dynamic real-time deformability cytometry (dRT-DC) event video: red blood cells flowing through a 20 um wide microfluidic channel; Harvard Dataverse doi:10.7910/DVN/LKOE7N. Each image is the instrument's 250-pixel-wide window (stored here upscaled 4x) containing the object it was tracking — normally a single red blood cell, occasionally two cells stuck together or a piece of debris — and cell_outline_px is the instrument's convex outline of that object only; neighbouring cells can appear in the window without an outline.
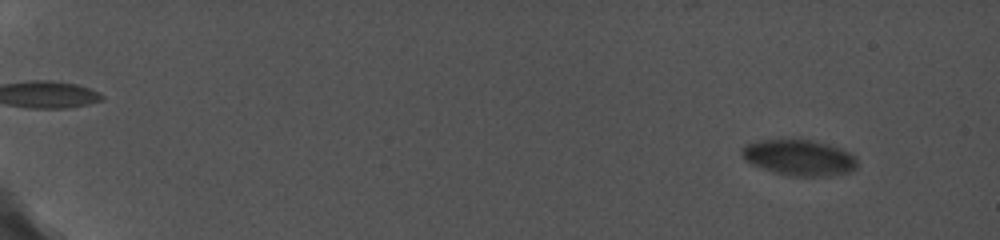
{"species": "common noctule bat (a hibernating species)", "species_latin": "Nyctalus noctula", "temperature_condition": "cold", "stored_images_in_passage": 60, "camera_frame_rate_fps": 5000, "um_per_image_px": 0.085, "animal": {"sex": "female", "body_mass_g": 19.0, "forearm_length_mm": 56.7}, "frame": {"image": 1, "passage_image": 5, "time_ms": 2.2, "image_size_px": [1000, 240], "cell_outline_px": [[856, 168], [848, 172], [832, 176], [788, 176], [760, 168], [744, 160], [740, 152], [740, 148], [744, 144], [760, 140], [812, 140], [828, 144], [840, 148], [856, 156]], "centroid_in_image_um": [67.89, 13.4], "position_along_channel_um": 17.1, "area_um2": 24.28}}
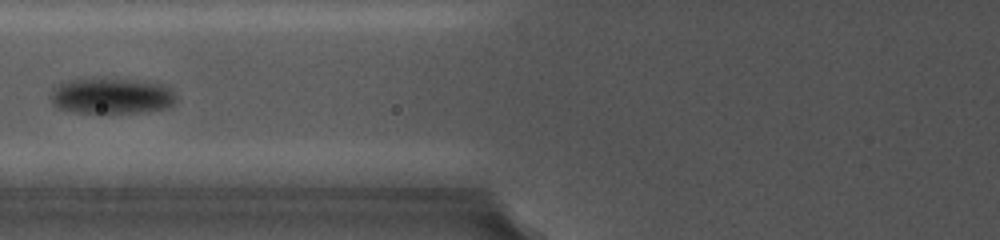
{"frame": {"image": 2, "passage_image": 20, "time_ms": 9.8, "image_size_px": [1000, 240], "cell_outline_px": [[176, 100], [168, 108], [148, 112], [76, 112], [56, 108], [52, 104], [52, 88], [56, 84], [64, 80], [84, 76], [96, 76], [156, 80], [168, 84], [176, 96]], "centroid_in_image_um": [9.51, 8.07], "position_along_channel_um": 116.3, "area_um2": 27.92}}
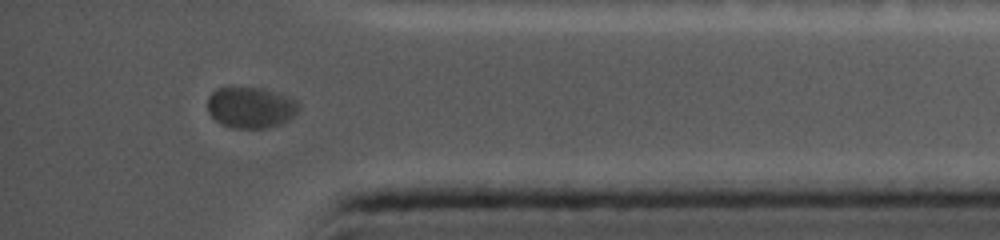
{"frame": {"image": 3, "passage_image": 55, "time_ms": 18.0, "image_size_px": [1000, 240], "cell_outline_px": [[300, 108], [288, 120], [264, 128], [232, 128], [220, 124], [208, 112], [208, 96], [216, 88], [264, 88], [292, 96], [300, 104]], "centroid_in_image_um": [21.32, 9.12], "position_along_channel_um": 413.9, "area_um2": 21.91}}